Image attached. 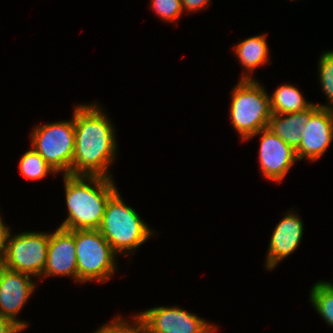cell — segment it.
<instances>
[{
	"mask_svg": "<svg viewBox=\"0 0 333 333\" xmlns=\"http://www.w3.org/2000/svg\"><path fill=\"white\" fill-rule=\"evenodd\" d=\"M104 115L97 106L75 109L71 175L110 177L107 167L114 158L116 142L113 126Z\"/></svg>",
	"mask_w": 333,
	"mask_h": 333,
	"instance_id": "obj_1",
	"label": "cell"
},
{
	"mask_svg": "<svg viewBox=\"0 0 333 333\" xmlns=\"http://www.w3.org/2000/svg\"><path fill=\"white\" fill-rule=\"evenodd\" d=\"M85 177L92 185L86 184ZM68 218L60 227L67 230L98 229L109 198L117 191L110 177L64 175Z\"/></svg>",
	"mask_w": 333,
	"mask_h": 333,
	"instance_id": "obj_2",
	"label": "cell"
},
{
	"mask_svg": "<svg viewBox=\"0 0 333 333\" xmlns=\"http://www.w3.org/2000/svg\"><path fill=\"white\" fill-rule=\"evenodd\" d=\"M232 94V124L243 139L268 127L272 116L270 97L258 82L244 75Z\"/></svg>",
	"mask_w": 333,
	"mask_h": 333,
	"instance_id": "obj_3",
	"label": "cell"
},
{
	"mask_svg": "<svg viewBox=\"0 0 333 333\" xmlns=\"http://www.w3.org/2000/svg\"><path fill=\"white\" fill-rule=\"evenodd\" d=\"M117 192L109 198L98 230L115 253H122L143 244L152 232L136 211L123 203Z\"/></svg>",
	"mask_w": 333,
	"mask_h": 333,
	"instance_id": "obj_4",
	"label": "cell"
},
{
	"mask_svg": "<svg viewBox=\"0 0 333 333\" xmlns=\"http://www.w3.org/2000/svg\"><path fill=\"white\" fill-rule=\"evenodd\" d=\"M77 257V281H107L115 270L109 242L98 229L73 230Z\"/></svg>",
	"mask_w": 333,
	"mask_h": 333,
	"instance_id": "obj_5",
	"label": "cell"
},
{
	"mask_svg": "<svg viewBox=\"0 0 333 333\" xmlns=\"http://www.w3.org/2000/svg\"><path fill=\"white\" fill-rule=\"evenodd\" d=\"M34 150L55 171L71 175L75 147L74 119L36 127L32 135Z\"/></svg>",
	"mask_w": 333,
	"mask_h": 333,
	"instance_id": "obj_6",
	"label": "cell"
},
{
	"mask_svg": "<svg viewBox=\"0 0 333 333\" xmlns=\"http://www.w3.org/2000/svg\"><path fill=\"white\" fill-rule=\"evenodd\" d=\"M6 240L2 266L29 275H43L47 261L50 234L24 232Z\"/></svg>",
	"mask_w": 333,
	"mask_h": 333,
	"instance_id": "obj_7",
	"label": "cell"
},
{
	"mask_svg": "<svg viewBox=\"0 0 333 333\" xmlns=\"http://www.w3.org/2000/svg\"><path fill=\"white\" fill-rule=\"evenodd\" d=\"M140 316L146 322L148 333H211L215 330L198 316L175 307L151 308Z\"/></svg>",
	"mask_w": 333,
	"mask_h": 333,
	"instance_id": "obj_8",
	"label": "cell"
},
{
	"mask_svg": "<svg viewBox=\"0 0 333 333\" xmlns=\"http://www.w3.org/2000/svg\"><path fill=\"white\" fill-rule=\"evenodd\" d=\"M318 106L305 125L300 145L295 150L298 160L303 157L308 160L319 159L333 138V109L329 106Z\"/></svg>",
	"mask_w": 333,
	"mask_h": 333,
	"instance_id": "obj_9",
	"label": "cell"
},
{
	"mask_svg": "<svg viewBox=\"0 0 333 333\" xmlns=\"http://www.w3.org/2000/svg\"><path fill=\"white\" fill-rule=\"evenodd\" d=\"M262 132L259 149L261 170L266 178L280 181L292 164L298 160L296 152L268 127L257 132L256 135Z\"/></svg>",
	"mask_w": 333,
	"mask_h": 333,
	"instance_id": "obj_10",
	"label": "cell"
},
{
	"mask_svg": "<svg viewBox=\"0 0 333 333\" xmlns=\"http://www.w3.org/2000/svg\"><path fill=\"white\" fill-rule=\"evenodd\" d=\"M29 279V274L15 272L0 265V316L13 320L22 329L27 325L16 320L15 316L34 289V283Z\"/></svg>",
	"mask_w": 333,
	"mask_h": 333,
	"instance_id": "obj_11",
	"label": "cell"
},
{
	"mask_svg": "<svg viewBox=\"0 0 333 333\" xmlns=\"http://www.w3.org/2000/svg\"><path fill=\"white\" fill-rule=\"evenodd\" d=\"M45 276L72 275L77 280V257L73 230L59 227L50 234Z\"/></svg>",
	"mask_w": 333,
	"mask_h": 333,
	"instance_id": "obj_12",
	"label": "cell"
},
{
	"mask_svg": "<svg viewBox=\"0 0 333 333\" xmlns=\"http://www.w3.org/2000/svg\"><path fill=\"white\" fill-rule=\"evenodd\" d=\"M303 224L294 214L285 216L273 231L267 257V268L272 269L283 258L290 255L301 242Z\"/></svg>",
	"mask_w": 333,
	"mask_h": 333,
	"instance_id": "obj_13",
	"label": "cell"
},
{
	"mask_svg": "<svg viewBox=\"0 0 333 333\" xmlns=\"http://www.w3.org/2000/svg\"><path fill=\"white\" fill-rule=\"evenodd\" d=\"M318 108V105L312 104L309 108L300 112L272 114L268 128L296 150L300 145L301 134L305 130V125Z\"/></svg>",
	"mask_w": 333,
	"mask_h": 333,
	"instance_id": "obj_14",
	"label": "cell"
},
{
	"mask_svg": "<svg viewBox=\"0 0 333 333\" xmlns=\"http://www.w3.org/2000/svg\"><path fill=\"white\" fill-rule=\"evenodd\" d=\"M312 104L302 97L297 88L292 85L278 87L270 98L272 114H287L303 111Z\"/></svg>",
	"mask_w": 333,
	"mask_h": 333,
	"instance_id": "obj_15",
	"label": "cell"
},
{
	"mask_svg": "<svg viewBox=\"0 0 333 333\" xmlns=\"http://www.w3.org/2000/svg\"><path fill=\"white\" fill-rule=\"evenodd\" d=\"M235 48L241 64L251 72L268 61V47L264 35L249 37Z\"/></svg>",
	"mask_w": 333,
	"mask_h": 333,
	"instance_id": "obj_16",
	"label": "cell"
},
{
	"mask_svg": "<svg viewBox=\"0 0 333 333\" xmlns=\"http://www.w3.org/2000/svg\"><path fill=\"white\" fill-rule=\"evenodd\" d=\"M316 311L333 326V285L328 282H318L311 290L310 294Z\"/></svg>",
	"mask_w": 333,
	"mask_h": 333,
	"instance_id": "obj_17",
	"label": "cell"
},
{
	"mask_svg": "<svg viewBox=\"0 0 333 333\" xmlns=\"http://www.w3.org/2000/svg\"><path fill=\"white\" fill-rule=\"evenodd\" d=\"M19 169L28 179H40L49 171L56 173L34 149L27 151L20 159Z\"/></svg>",
	"mask_w": 333,
	"mask_h": 333,
	"instance_id": "obj_18",
	"label": "cell"
},
{
	"mask_svg": "<svg viewBox=\"0 0 333 333\" xmlns=\"http://www.w3.org/2000/svg\"><path fill=\"white\" fill-rule=\"evenodd\" d=\"M319 66L323 90L331 100V105H333V52L324 53L320 59Z\"/></svg>",
	"mask_w": 333,
	"mask_h": 333,
	"instance_id": "obj_19",
	"label": "cell"
},
{
	"mask_svg": "<svg viewBox=\"0 0 333 333\" xmlns=\"http://www.w3.org/2000/svg\"><path fill=\"white\" fill-rule=\"evenodd\" d=\"M134 317L136 318V326H128L126 322L120 321L118 319L116 321L115 318L113 323L102 327L101 329L97 330L96 333H148L145 320L139 314Z\"/></svg>",
	"mask_w": 333,
	"mask_h": 333,
	"instance_id": "obj_20",
	"label": "cell"
},
{
	"mask_svg": "<svg viewBox=\"0 0 333 333\" xmlns=\"http://www.w3.org/2000/svg\"><path fill=\"white\" fill-rule=\"evenodd\" d=\"M151 4L156 13L166 21L178 19L183 10L181 0H152Z\"/></svg>",
	"mask_w": 333,
	"mask_h": 333,
	"instance_id": "obj_21",
	"label": "cell"
},
{
	"mask_svg": "<svg viewBox=\"0 0 333 333\" xmlns=\"http://www.w3.org/2000/svg\"><path fill=\"white\" fill-rule=\"evenodd\" d=\"M21 330L23 329L16 322L0 316V333H18Z\"/></svg>",
	"mask_w": 333,
	"mask_h": 333,
	"instance_id": "obj_22",
	"label": "cell"
},
{
	"mask_svg": "<svg viewBox=\"0 0 333 333\" xmlns=\"http://www.w3.org/2000/svg\"><path fill=\"white\" fill-rule=\"evenodd\" d=\"M9 234V231L7 227H5L3 221L0 220V265L3 262L4 255H5V249H6V240L7 236Z\"/></svg>",
	"mask_w": 333,
	"mask_h": 333,
	"instance_id": "obj_23",
	"label": "cell"
},
{
	"mask_svg": "<svg viewBox=\"0 0 333 333\" xmlns=\"http://www.w3.org/2000/svg\"><path fill=\"white\" fill-rule=\"evenodd\" d=\"M209 0H181L182 8L195 11L201 9L203 6H206Z\"/></svg>",
	"mask_w": 333,
	"mask_h": 333,
	"instance_id": "obj_24",
	"label": "cell"
}]
</instances>
